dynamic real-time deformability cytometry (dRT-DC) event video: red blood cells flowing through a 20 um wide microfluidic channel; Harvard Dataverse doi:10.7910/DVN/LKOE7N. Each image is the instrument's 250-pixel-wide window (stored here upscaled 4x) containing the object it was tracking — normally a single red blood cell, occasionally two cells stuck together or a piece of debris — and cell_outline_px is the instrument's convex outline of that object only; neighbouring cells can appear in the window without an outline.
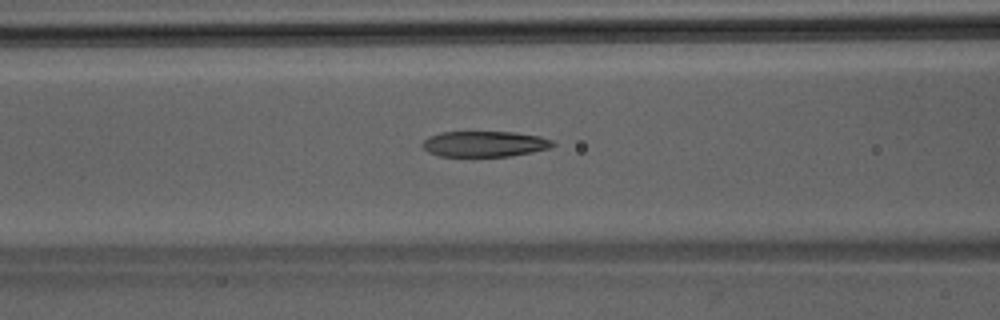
{"species": "Egyptian fruit bat (a non-hibernating species)", "species_latin": "Rousettus aegyptiacus", "temperature_condition": "room temperature", "stored_images_in_passage": 43, "camera_frame_rate_fps": 3000, "um_per_image_px": 0.085, "animal": {"sex": "male"}, "frame": {"image": 1, "passage_image": 16, "time_ms": 5.0, "image_size_px": [1000, 320], "cell_outline_px": [[556, 144], [552, 148], [512, 156], [440, 156], [428, 152], [420, 144], [428, 136], [440, 132], [516, 132], [540, 136], [552, 140]], "centroid_in_image_um": [41.21, 12.23], "position_along_channel_um": 125.4, "area_um2": 19.71}}
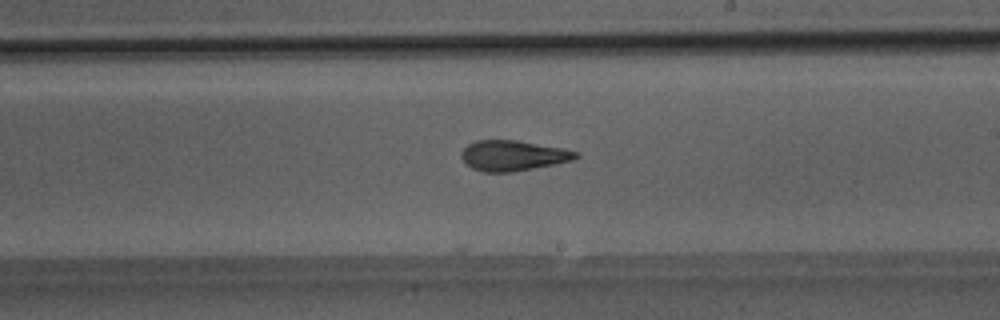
{"frame": {"image": 2, "passage_image": 24, "time_ms": 7.667, "image_size_px": [1000, 320], "cell_outline_px": [[580, 156], [572, 160], [556, 164], [512, 172], [484, 172], [472, 168], [460, 156], [460, 152], [468, 144], [476, 140], [516, 140], [564, 148], [580, 152]], "centroid_in_image_um": [43.63, 13.22], "position_along_channel_um": 245.4, "area_um2": 20.35}}
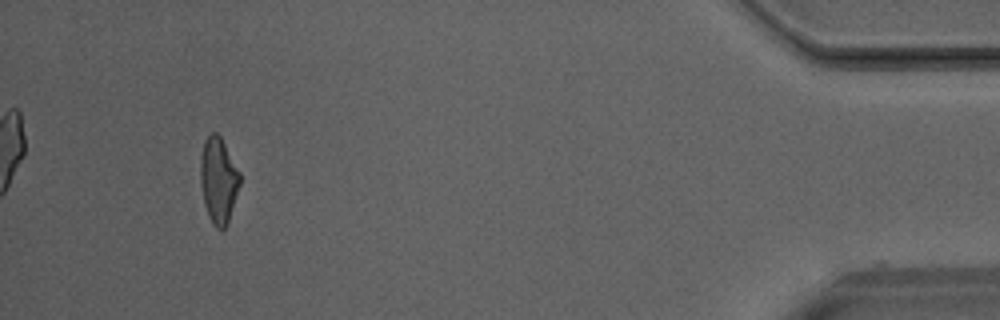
{"frame": {"image": 3, "passage_image": 40, "time_ms": 13.0, "image_size_px": [1000, 320], "cell_outline_px": [[240, 184], [228, 224], [224, 228], [216, 228], [212, 224], [208, 216], [204, 204], [200, 184], [200, 156], [204, 140], [212, 132], [216, 132], [220, 136], [240, 172]], "centroid_in_image_um": [18.56, 15.33], "position_along_channel_um": 416.6, "area_um2": 19.88}}